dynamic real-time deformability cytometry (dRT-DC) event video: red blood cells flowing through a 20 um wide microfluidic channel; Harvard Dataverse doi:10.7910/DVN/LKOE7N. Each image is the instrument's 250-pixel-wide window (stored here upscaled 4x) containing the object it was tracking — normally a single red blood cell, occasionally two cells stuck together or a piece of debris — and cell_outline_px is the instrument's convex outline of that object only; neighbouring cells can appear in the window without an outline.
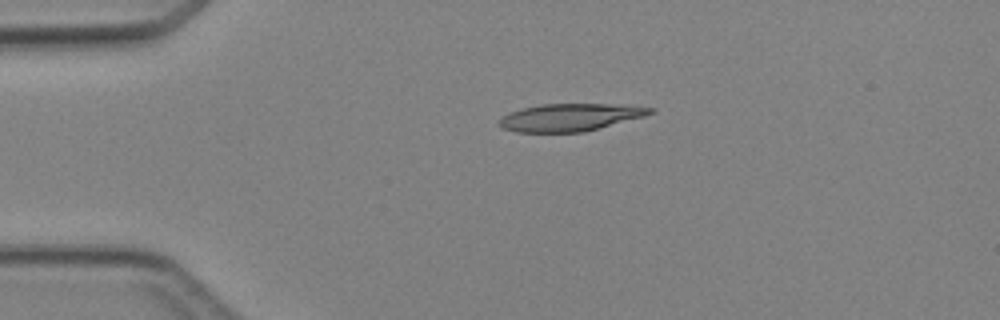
{"species": "Egyptian fruit bat (a non-hibernating species)", "species_latin": "Rousettus aegyptiacus", "temperature_condition": "cold", "stored_images_in_passage": 4, "camera_frame_rate_fps": 3000, "um_per_image_px": 0.085, "animal": {"sex": "female"}, "frame": {"image": 1, "passage_image": 3, "time_ms": 2.333, "image_size_px": [1000, 320], "cell_outline_px": [[656, 112], [644, 116], [584, 132], [516, 132], [504, 128], [500, 124], [500, 120], [504, 116], [512, 112], [524, 108], [544, 104], [628, 104], [656, 108]], "centroid_in_image_um": [48.57, 9.96], "position_along_channel_um": 36.4, "area_um2": 23.99}}